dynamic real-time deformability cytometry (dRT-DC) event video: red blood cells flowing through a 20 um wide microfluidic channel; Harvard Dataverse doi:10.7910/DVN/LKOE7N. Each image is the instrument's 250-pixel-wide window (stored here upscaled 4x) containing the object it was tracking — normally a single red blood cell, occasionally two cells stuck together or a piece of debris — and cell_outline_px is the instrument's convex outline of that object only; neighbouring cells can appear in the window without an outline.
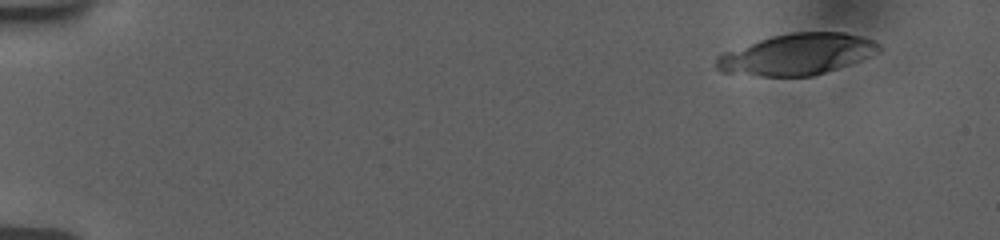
{"species": "human", "species_latin": "Homo sapiens", "temperature_condition": "room temperature", "stored_images_in_passage": 2, "camera_frame_rate_fps": 3000, "um_per_image_px": 0.085, "donor": {"sex": "female"}, "frame": {"image": 1, "passage_image": 1, "time_ms": 0.0, "image_size_px": [1000, 240], "cell_outline_px": [[884, 48], [880, 52], [872, 56], [812, 76], [764, 76], [720, 72], [716, 68], [716, 56], [724, 52], [772, 36], [792, 32], [844, 32], [876, 40]], "centroid_in_image_um": [67.79, 4.61], "position_along_channel_um": 17.2, "area_um2": 38.9}}